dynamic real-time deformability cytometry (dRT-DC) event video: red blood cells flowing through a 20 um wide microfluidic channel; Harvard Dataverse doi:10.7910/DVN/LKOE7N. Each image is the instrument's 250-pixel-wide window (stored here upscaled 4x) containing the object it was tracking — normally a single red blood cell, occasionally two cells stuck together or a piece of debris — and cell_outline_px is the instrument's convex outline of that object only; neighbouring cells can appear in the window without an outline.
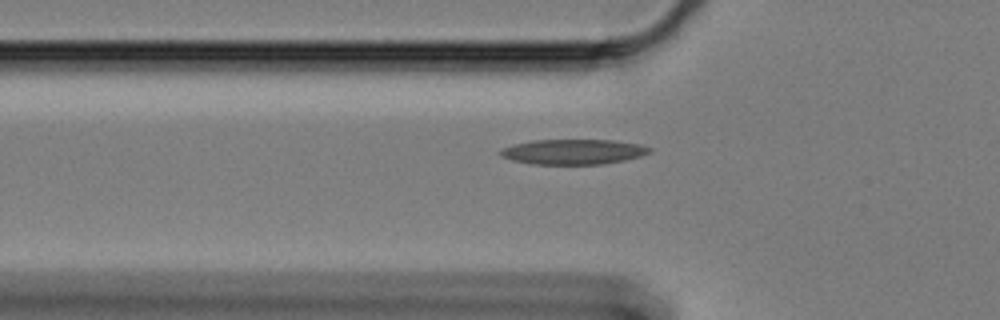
{"species": "Egyptian fruit bat (a non-hibernating species)", "species_latin": "Rousettus aegyptiacus", "temperature_condition": "cold", "stored_images_in_passage": 40, "camera_frame_rate_fps": 3000, "um_per_image_px": 0.085, "animal": {"sex": "female"}, "frame": {"image": 1, "passage_image": 6, "time_ms": 1.667, "image_size_px": [1000, 320], "cell_outline_px": [[652, 152], [640, 156], [624, 160], [604, 164], [532, 164], [512, 160], [500, 156], [500, 152], [504, 148], [516, 144], [532, 140], [616, 140], [640, 144], [652, 148]], "centroid_in_image_um": [48.78, 12.9], "position_along_channel_um": 77.0, "area_um2": 21.79}}
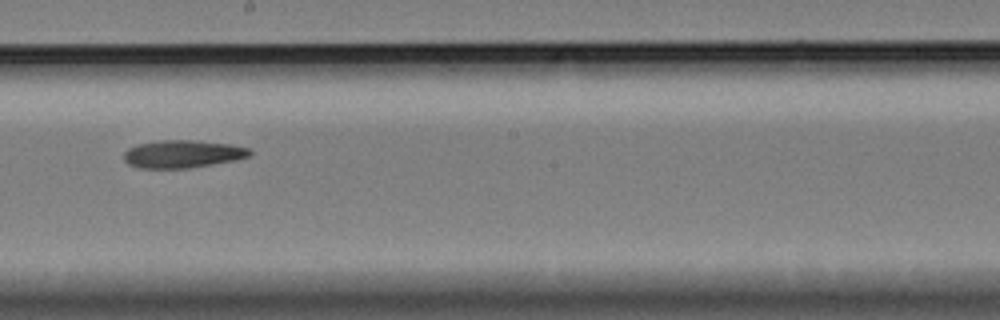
{"frame": {"image": 2, "passage_image": 20, "time_ms": 6.333, "image_size_px": [1000, 320], "cell_outline_px": [[252, 152], [248, 156], [236, 160], [188, 168], [140, 168], [128, 164], [124, 160], [124, 152], [128, 148], [136, 144], [160, 140], [196, 140], [232, 144], [248, 148]], "centroid_in_image_um": [15.5, 13.08], "position_along_channel_um": 232.7, "area_um2": 20.4}}
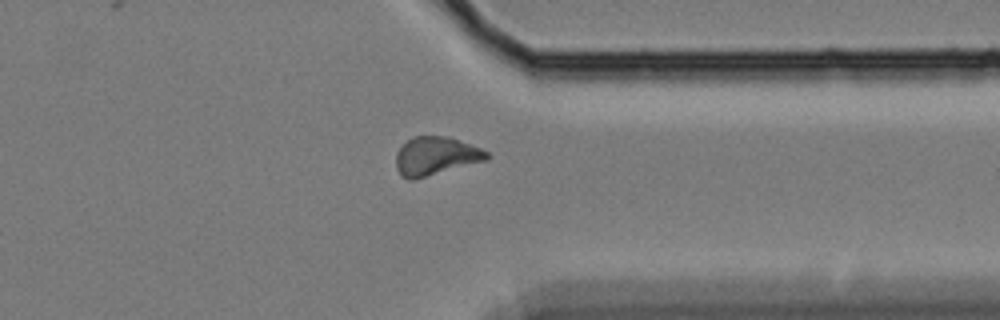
{"frame": {"image": 3, "passage_image": 33, "time_ms": 10.667, "image_size_px": [1000, 320], "cell_outline_px": [[488, 160], [412, 180], [408, 180], [400, 176], [396, 168], [396, 152], [412, 136], [448, 136], [480, 148], [488, 152]], "centroid_in_image_um": [37.01, 13.27], "position_along_channel_um": 374.4, "area_um2": 20.29}}